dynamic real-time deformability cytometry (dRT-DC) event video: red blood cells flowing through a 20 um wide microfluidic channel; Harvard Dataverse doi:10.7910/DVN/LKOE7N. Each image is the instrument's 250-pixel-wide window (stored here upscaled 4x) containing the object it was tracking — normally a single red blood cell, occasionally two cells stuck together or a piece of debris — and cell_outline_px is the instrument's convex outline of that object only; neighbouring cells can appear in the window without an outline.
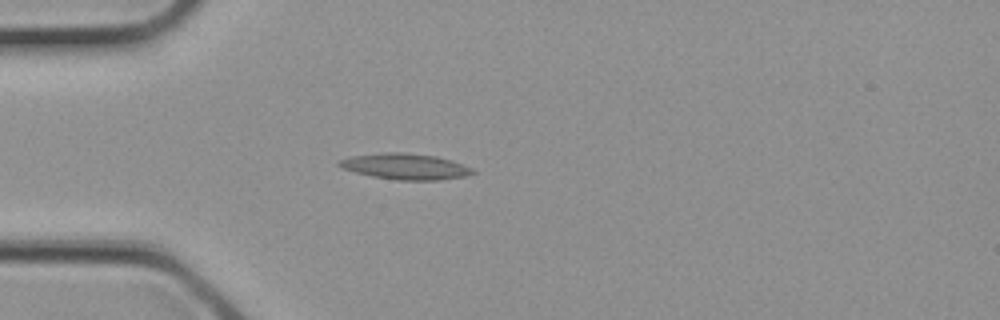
{"species": "common noctule bat (a hibernating species)", "species_latin": "Nyctalus noctula", "temperature_condition": "cold", "stored_images_in_passage": 2, "camera_frame_rate_fps": 3000, "um_per_image_px": 0.085, "animal": {"sex": "female", "body_mass_g": 21.9}, "frame": {"image": 1, "passage_image": 2, "time_ms": 0.333, "image_size_px": [1000, 320], "cell_outline_px": [[476, 172], [464, 176], [440, 180], [396, 180], [372, 176], [356, 172], [344, 168], [336, 164], [336, 160], [352, 156], [384, 152], [400, 152], [436, 156], [452, 160], [472, 168]], "centroid_in_image_um": [34.44, 14.14], "position_along_channel_um": 50.6, "area_um2": 20.11}}